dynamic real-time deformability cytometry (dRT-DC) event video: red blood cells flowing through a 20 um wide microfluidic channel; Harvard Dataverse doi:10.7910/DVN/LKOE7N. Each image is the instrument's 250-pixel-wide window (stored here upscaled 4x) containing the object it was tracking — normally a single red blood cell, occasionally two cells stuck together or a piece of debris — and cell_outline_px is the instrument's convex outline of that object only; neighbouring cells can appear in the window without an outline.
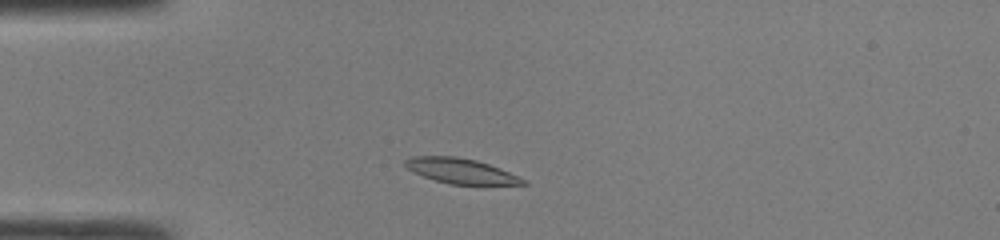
{"species": "common noctule bat (a hibernating species)", "species_latin": "Nyctalus noctula", "temperature_condition": "room temperature", "stored_images_in_passage": 39, "camera_frame_rate_fps": 3000, "um_per_image_px": 0.085, "animal": {"sex": "male", "body_mass_g": 19.0, "forearm_length_mm": 50.8}, "frame": {"image": 1, "passage_image": 4, "time_ms": 1.0, "image_size_px": [1000, 240], "cell_outline_px": [[528, 184], [484, 188], [448, 184], [424, 176], [408, 168], [404, 164], [404, 160], [412, 156], [456, 156], [476, 160], [500, 168], [528, 180]], "centroid_in_image_um": [39.34, 14.6], "position_along_channel_um": 45.7, "area_um2": 18.21}}
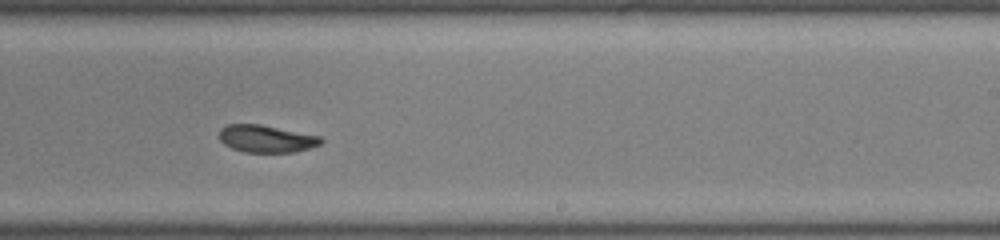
{"frame": {"image": 2, "passage_image": 21, "time_ms": 6.667, "image_size_px": [1000, 240], "cell_outline_px": [[324, 140], [320, 144], [312, 148], [296, 152], [244, 152], [232, 148], [224, 144], [220, 140], [220, 128], [228, 124], [260, 124], [320, 136]], "centroid_in_image_um": [22.65, 11.8], "position_along_channel_um": 266.3, "area_um2": 16.24}}
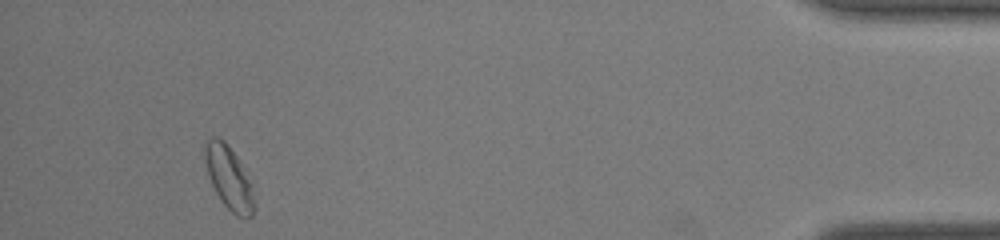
{"frame": {"image": 3, "passage_image": 36, "time_ms": 11.667, "image_size_px": [1000, 240], "cell_outline_px": [[256, 204], [252, 216], [244, 220], [236, 216], [220, 200], [208, 176], [204, 156], [204, 148], [208, 140], [212, 136], [216, 136], [224, 140], [228, 144], [236, 156], [248, 180], [256, 200]], "centroid_in_image_um": [19.46, 15.15], "position_along_channel_um": 415.7, "area_um2": 18.03}, "authors_computed_cell_mechanics": {"area_um2": 17.629, "velocity_mm_per_s": 4.2563, "shape_relaxation_time_tau1_ms": 3.9913, "shape_relaxation_time_tau2_ms": 4.2784, "deformation_change_tau1": 0.1142, "deformation_change_tau2": 0.09}}